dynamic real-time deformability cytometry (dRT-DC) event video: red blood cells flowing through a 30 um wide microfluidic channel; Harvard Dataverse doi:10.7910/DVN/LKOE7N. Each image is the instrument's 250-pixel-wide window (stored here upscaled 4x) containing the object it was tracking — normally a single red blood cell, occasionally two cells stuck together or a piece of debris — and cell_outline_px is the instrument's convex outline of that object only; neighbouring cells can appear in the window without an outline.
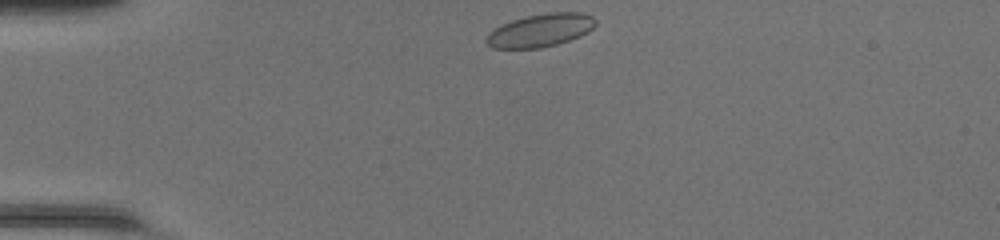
{"species": "common noctule bat (a hibernating species)", "species_latin": "Nyctalus noctula", "temperature_condition": "room temperature", "stored_images_in_passage": 38, "camera_frame_rate_fps": 3000, "um_per_image_px": 0.085, "animal": {"sex": "female", "body_mass_g": 20.0, "forearm_length_mm": 54.0}, "frame": {"image": 1, "passage_image": 1, "time_ms": 0.0, "image_size_px": [1000, 240], "cell_outline_px": [[596, 24], [588, 32], [580, 36], [556, 44], [540, 48], [492, 48], [484, 40], [488, 32], [512, 20], [528, 16], [548, 12], [580, 12], [592, 16], [596, 20]], "centroid_in_image_um": [45.94, 2.57], "position_along_channel_um": 39.1, "area_um2": 20.87}}
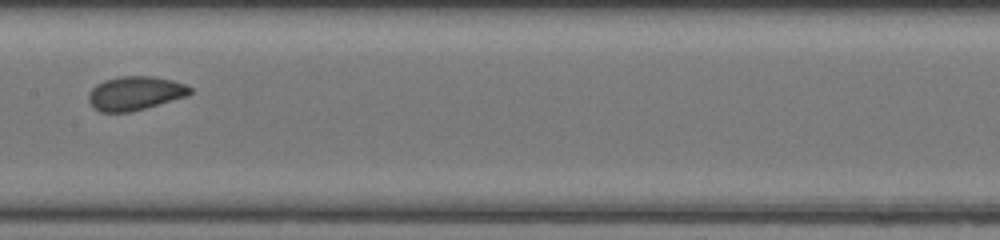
{"frame": {"image": 2, "passage_image": 15, "time_ms": 4.667, "image_size_px": [1000, 240], "cell_outline_px": [[192, 92], [188, 96], [144, 108], [128, 112], [100, 112], [92, 108], [88, 100], [88, 92], [96, 84], [104, 80], [120, 76], [152, 76], [172, 80], [184, 84], [192, 88]], "centroid_in_image_um": [11.45, 7.92], "position_along_channel_um": 195.9, "area_um2": 20.11}}
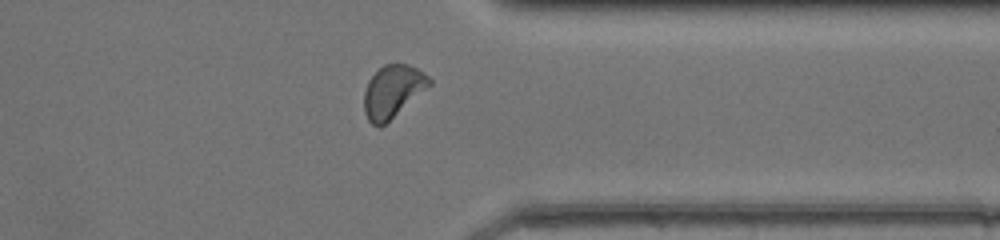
{"frame": {"image": 3, "passage_image": 28, "time_ms": 9.0, "image_size_px": [1000, 240], "cell_outline_px": [[432, 84], [380, 128], [372, 124], [368, 120], [364, 112], [364, 92], [368, 80], [384, 64], [408, 64], [424, 72], [432, 80]], "centroid_in_image_um": [33.37, 7.77], "position_along_channel_um": 378.0, "area_um2": 19.83}, "authors_computed_cell_mechanics": {"area_um2": 19.9121, "velocity_mm_per_s": 4.2778, "shape_relaxation_time_tau1_ms": 5.604, "shape_relaxation_time_tau2_ms": 1.1976, "deformation_change_tau1": 0.146, "deformation_change_tau2": 0.046}}